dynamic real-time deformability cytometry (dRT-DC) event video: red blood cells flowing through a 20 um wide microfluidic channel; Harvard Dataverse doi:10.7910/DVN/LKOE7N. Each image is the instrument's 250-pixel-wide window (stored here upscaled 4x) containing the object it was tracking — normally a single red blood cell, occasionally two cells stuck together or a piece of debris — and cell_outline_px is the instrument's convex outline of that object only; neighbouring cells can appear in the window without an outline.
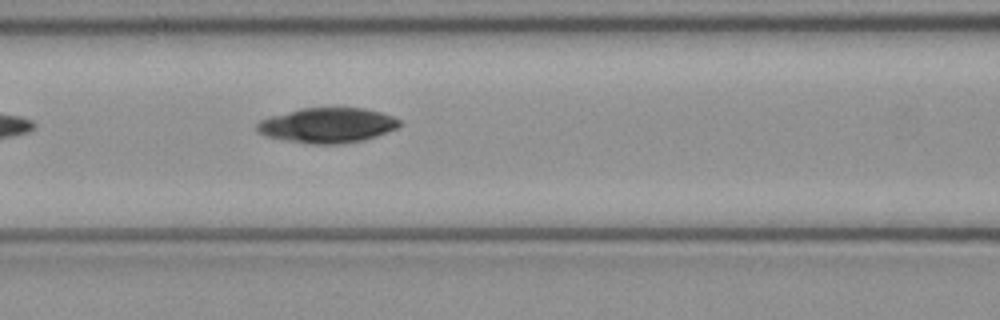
{"species": "common noctule bat (a hibernating species)", "species_latin": "Nyctalus noctula", "temperature_condition": "cold", "stored_images_in_passage": 5, "camera_frame_rate_fps": 3000, "um_per_image_px": 0.085, "animal": {"sex": "female", "body_mass_g": 21.9}, "frame": {"image": 1, "passage_image": 5, "time_ms": 1.333, "image_size_px": [1000, 320], "cell_outline_px": [[400, 124], [396, 128], [388, 132], [376, 136], [360, 140], [340, 144], [308, 144], [284, 140], [264, 136], [256, 132], [256, 124], [260, 120], [272, 116], [300, 108], [364, 108], [380, 112], [392, 116], [400, 120]], "centroid_in_image_um": [27.79, 10.65], "position_along_channel_um": 138.8, "area_um2": 29.07}}